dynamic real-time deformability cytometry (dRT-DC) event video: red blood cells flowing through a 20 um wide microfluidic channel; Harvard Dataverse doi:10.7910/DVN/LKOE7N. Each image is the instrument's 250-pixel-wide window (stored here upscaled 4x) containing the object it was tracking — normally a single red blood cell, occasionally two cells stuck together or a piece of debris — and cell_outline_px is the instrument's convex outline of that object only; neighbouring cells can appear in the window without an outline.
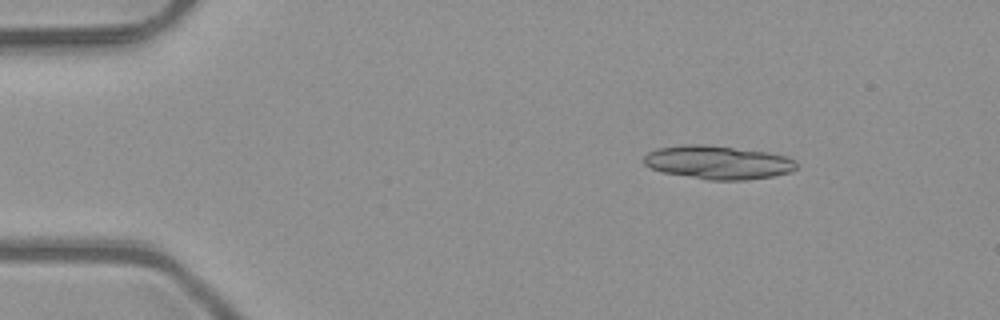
{"species": "common noctule bat (a hibernating species)", "species_latin": "Nyctalus noctula", "temperature_condition": "room temperature", "stored_images_in_passage": 5, "camera_frame_rate_fps": 3000, "um_per_image_px": 0.085, "animal": {"sex": "male", "body_mass_g": 23.1, "forearm_length_mm": 52.7}, "frame": {"image": 1, "passage_image": 2, "time_ms": 0.333, "image_size_px": [1000, 320], "cell_outline_px": [[796, 168], [788, 172], [772, 176], [744, 180], [708, 180], [664, 172], [652, 168], [644, 164], [644, 156], [648, 152], [656, 148], [684, 144], [704, 144], [768, 152], [784, 156], [796, 160]], "centroid_in_image_um": [61.0, 13.79], "position_along_channel_um": 24.0, "area_um2": 29.65}}